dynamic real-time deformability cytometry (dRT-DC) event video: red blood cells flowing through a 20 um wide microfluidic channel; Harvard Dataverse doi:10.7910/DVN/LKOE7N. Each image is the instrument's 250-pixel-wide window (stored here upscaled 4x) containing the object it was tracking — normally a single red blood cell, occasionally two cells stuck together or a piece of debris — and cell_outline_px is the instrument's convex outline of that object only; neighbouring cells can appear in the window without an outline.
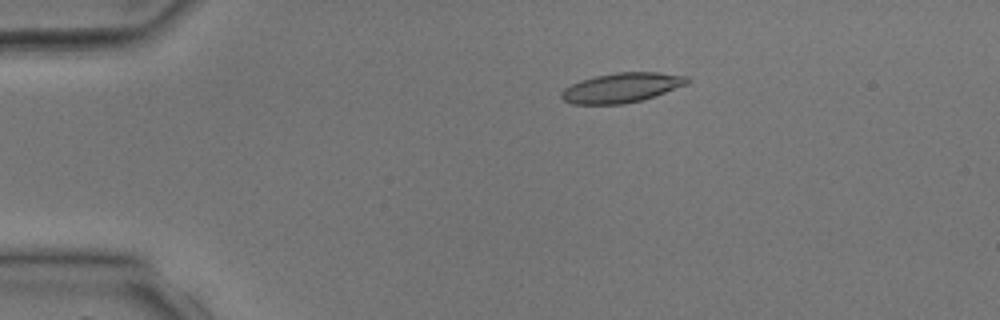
{"species": "common noctule bat (a hibernating species)", "species_latin": "Nyctalus noctula", "temperature_condition": "room temperature", "stored_images_in_passage": 2, "camera_frame_rate_fps": 3000, "um_per_image_px": 0.085, "animal": {"sex": "male", "body_mass_g": 17.9, "forearm_length_mm": 54.2}, "frame": {"image": 1, "passage_image": 1, "time_ms": 0.0, "image_size_px": [1000, 320], "cell_outline_px": [[692, 80], [688, 84], [644, 100], [624, 104], [572, 104], [564, 100], [560, 96], [560, 92], [564, 88], [580, 80], [596, 76], [616, 72], [660, 72], [688, 76]], "centroid_in_image_um": [52.88, 7.45], "position_along_channel_um": 32.1, "area_um2": 22.02}}